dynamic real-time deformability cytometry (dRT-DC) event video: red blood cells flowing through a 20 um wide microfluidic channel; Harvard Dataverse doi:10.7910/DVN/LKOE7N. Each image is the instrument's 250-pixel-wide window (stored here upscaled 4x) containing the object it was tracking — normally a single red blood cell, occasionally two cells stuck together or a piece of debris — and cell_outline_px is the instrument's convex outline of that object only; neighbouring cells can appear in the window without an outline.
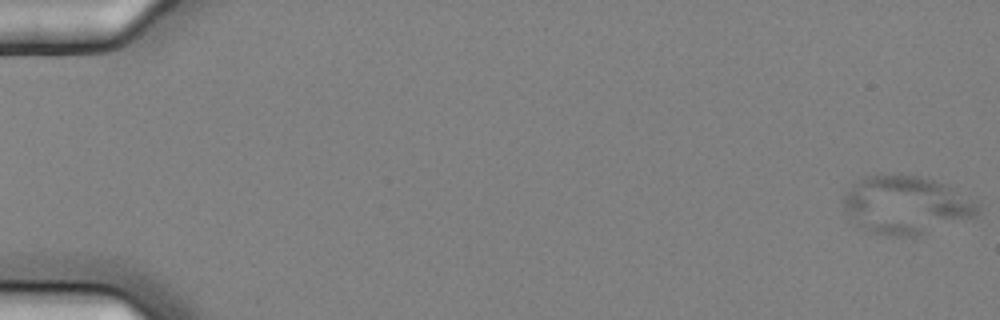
{"species": "common noctule bat (a hibernating species)", "species_latin": "Nyctalus noctula", "temperature_condition": "cold", "stored_images_in_passage": 5, "camera_frame_rate_fps": 3000, "um_per_image_px": 0.085, "animal": {"sex": "female", "body_mass_g": 25.1}, "frame": {"image": 1, "passage_image": 1, "time_ms": 0.0, "image_size_px": [1000, 320], "cell_outline_px": [[980, 212], [976, 216], [912, 236], [892, 236], [872, 232], [856, 224], [844, 208], [844, 192], [852, 184], [864, 176], [880, 172], [900, 172], [920, 176], [948, 184], [976, 204], [980, 208]], "centroid_in_image_um": [76.95, 17.35], "position_along_channel_um": 8.0, "area_um2": 45.49}}
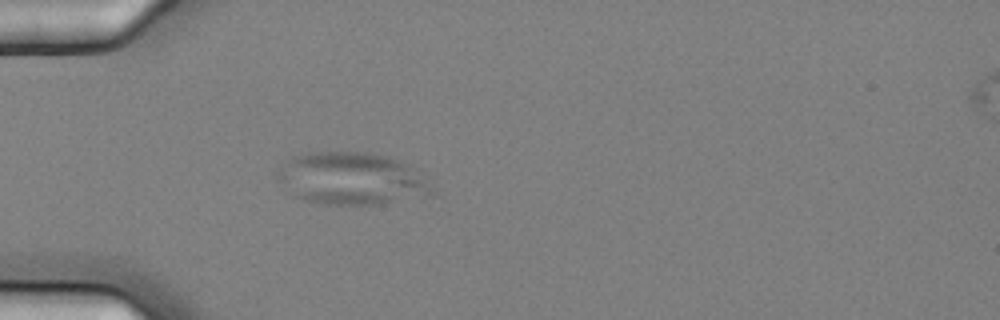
{"frame": {"image": 2, "passage_image": 5, "time_ms": 1.333, "image_size_px": [1000, 320], "cell_outline_px": [[436, 196], [384, 204], [320, 204], [304, 200], [296, 196], [276, 180], [276, 172], [292, 156], [308, 152], [368, 152], [388, 156], [400, 160], [408, 164], [436, 192]], "centroid_in_image_um": [29.91, 15.2], "position_along_channel_um": 55.1, "area_um2": 47.45}}